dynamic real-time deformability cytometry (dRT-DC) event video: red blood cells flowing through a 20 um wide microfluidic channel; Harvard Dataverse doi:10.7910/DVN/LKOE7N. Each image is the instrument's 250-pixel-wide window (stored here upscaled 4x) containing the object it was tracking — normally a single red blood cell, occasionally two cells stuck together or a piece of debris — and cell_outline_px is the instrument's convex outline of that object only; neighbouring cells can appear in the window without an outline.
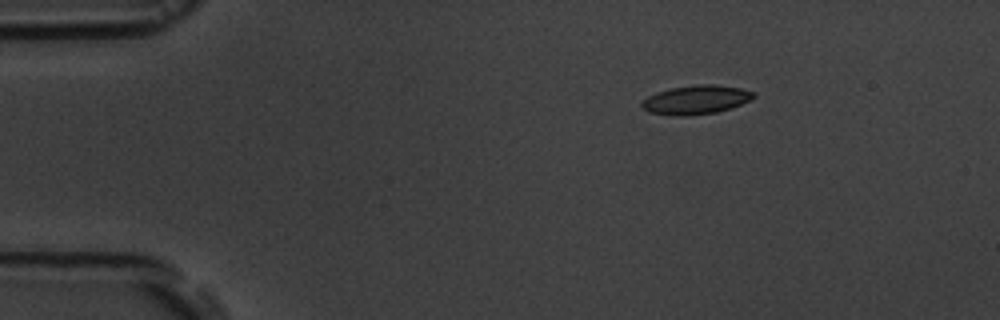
{"species": "common noctule bat (a hibernating species)", "species_latin": "Nyctalus noctula", "temperature_condition": "room temperature", "stored_images_in_passage": 3, "camera_frame_rate_fps": 3000, "um_per_image_px": 0.085, "animal": {"sex": "male", "body_mass_g": 19.5, "forearm_length_mm": 54.6}, "frame": {"image": 1, "passage_image": 1, "time_ms": 0.0, "image_size_px": [1000, 320], "cell_outline_px": [[756, 96], [752, 100], [732, 108], [716, 112], [688, 116], [672, 116], [648, 112], [640, 104], [648, 96], [656, 92], [672, 88], [700, 84], [712, 84], [740, 88], [756, 92]], "centroid_in_image_um": [59.19, 8.49], "position_along_channel_um": 25.8, "area_um2": 18.96}}